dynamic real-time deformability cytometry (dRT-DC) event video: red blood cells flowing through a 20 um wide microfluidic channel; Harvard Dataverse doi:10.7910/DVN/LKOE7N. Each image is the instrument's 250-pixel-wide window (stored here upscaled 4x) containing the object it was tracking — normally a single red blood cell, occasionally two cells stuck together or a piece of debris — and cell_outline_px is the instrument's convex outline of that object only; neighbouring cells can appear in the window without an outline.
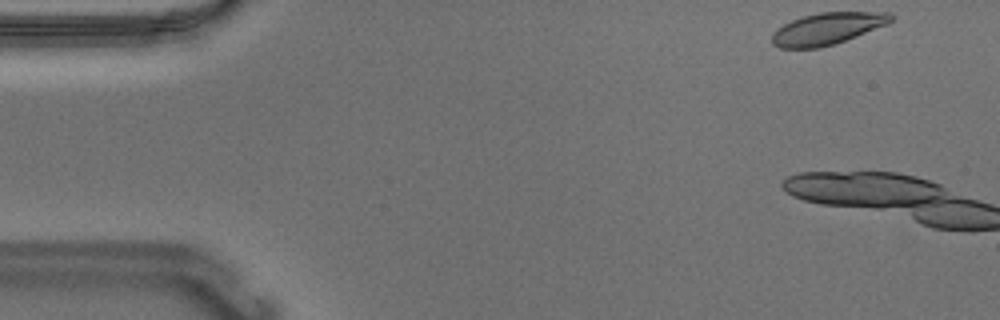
{"species": "Egyptian fruit bat (a non-hibernating species)", "species_latin": "Rousettus aegyptiacus", "temperature_condition": "warm", "stored_images_in_passage": 3, "camera_frame_rate_fps": 3000, "um_per_image_px": 0.085, "animal": {"sex": "male"}, "frame": {"image": 1, "passage_image": 1, "time_ms": 0.0, "image_size_px": [1000, 320], "cell_outline_px": [[896, 16], [888, 24], [856, 36], [832, 44], [816, 48], [780, 48], [772, 44], [772, 32], [776, 28], [792, 20], [804, 16], [820, 12], [892, 12]], "centroid_in_image_um": [70.33, 2.42], "position_along_channel_um": 14.7, "area_um2": 22.02}}